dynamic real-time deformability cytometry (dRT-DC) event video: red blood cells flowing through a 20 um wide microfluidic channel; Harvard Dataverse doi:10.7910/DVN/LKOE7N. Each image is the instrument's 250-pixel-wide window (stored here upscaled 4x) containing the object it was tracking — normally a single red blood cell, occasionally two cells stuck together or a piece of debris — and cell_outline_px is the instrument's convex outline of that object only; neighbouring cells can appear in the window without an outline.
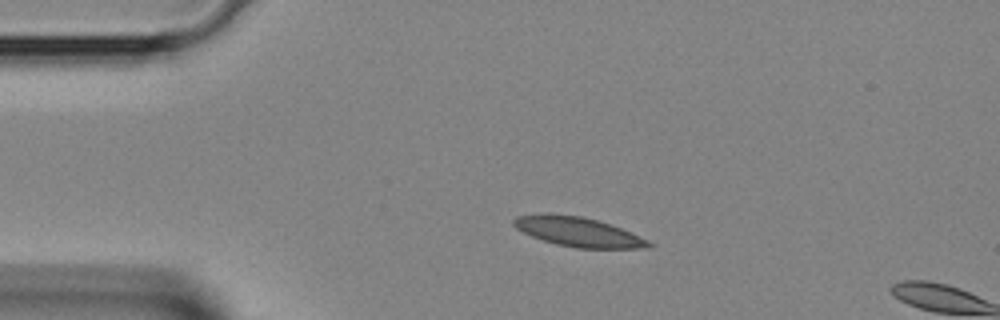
{"species": "Egyptian fruit bat (a non-hibernating species)", "species_latin": "Rousettus aegyptiacus", "temperature_condition": "room temperature", "stored_images_in_passage": 3, "camera_frame_rate_fps": 3000, "um_per_image_px": 0.085, "animal": {"sex": "female"}, "frame": {"image": 1, "passage_image": 2, "time_ms": 0.333, "image_size_px": [1000, 320], "cell_outline_px": [[652, 248], [576, 248], [556, 244], [532, 236], [516, 228], [512, 224], [512, 220], [516, 216], [548, 212], [580, 216], [596, 220], [620, 228], [648, 240], [652, 244]], "centroid_in_image_um": [49.1, 19.69], "position_along_channel_um": 35.9, "area_um2": 23.06}}